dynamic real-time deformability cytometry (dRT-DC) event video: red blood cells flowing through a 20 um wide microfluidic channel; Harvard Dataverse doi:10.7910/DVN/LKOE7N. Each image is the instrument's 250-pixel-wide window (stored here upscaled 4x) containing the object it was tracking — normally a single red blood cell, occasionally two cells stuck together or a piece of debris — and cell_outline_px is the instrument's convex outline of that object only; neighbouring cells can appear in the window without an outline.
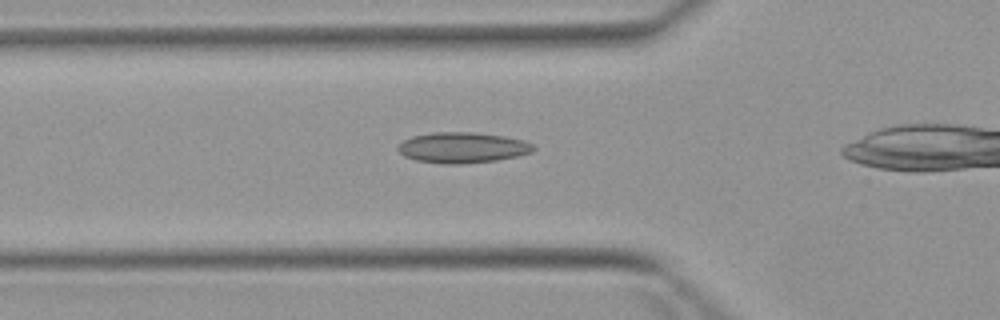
{"species": "Egyptian fruit bat (a non-hibernating species)", "species_latin": "Rousettus aegyptiacus", "temperature_condition": "warm", "stored_images_in_passage": 4, "camera_frame_rate_fps": 3000, "um_per_image_px": 0.085, "animal": {"sex": "female"}, "frame": {"image": 1, "passage_image": 4, "time_ms": 3.333, "image_size_px": [1000, 320], "cell_outline_px": [[536, 148], [532, 152], [520, 156], [496, 160], [460, 164], [444, 164], [416, 160], [404, 156], [396, 148], [404, 140], [412, 136], [432, 132], [476, 132], [504, 136], [524, 140], [532, 144]], "centroid_in_image_um": [39.33, 12.54], "position_along_channel_um": 86.5, "area_um2": 24.33}}